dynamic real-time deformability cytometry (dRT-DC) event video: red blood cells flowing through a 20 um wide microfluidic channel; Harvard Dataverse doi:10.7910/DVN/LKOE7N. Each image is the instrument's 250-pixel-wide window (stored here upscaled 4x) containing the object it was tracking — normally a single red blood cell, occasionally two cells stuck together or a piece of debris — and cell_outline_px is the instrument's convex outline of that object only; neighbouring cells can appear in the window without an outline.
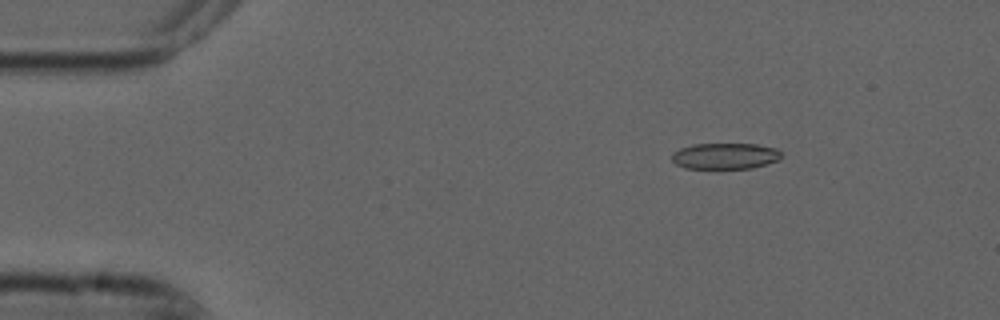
{"species": "common noctule bat (a hibernating species)", "species_latin": "Nyctalus noctula", "temperature_condition": "cold", "stored_images_in_passage": 47, "camera_frame_rate_fps": 3000, "um_per_image_px": 0.085, "animal": {"sex": "male", "forearm_length_mm": 52.5}, "frame": {"image": 1, "passage_image": 1, "time_ms": 0.0, "image_size_px": [1000, 320], "cell_outline_px": [[784, 152], [776, 160], [752, 168], [684, 168], [676, 164], [672, 160], [672, 152], [680, 148], [692, 144], [756, 144], [776, 148]], "centroid_in_image_um": [61.61, 13.25], "position_along_channel_um": 23.4, "area_um2": 16.59}}
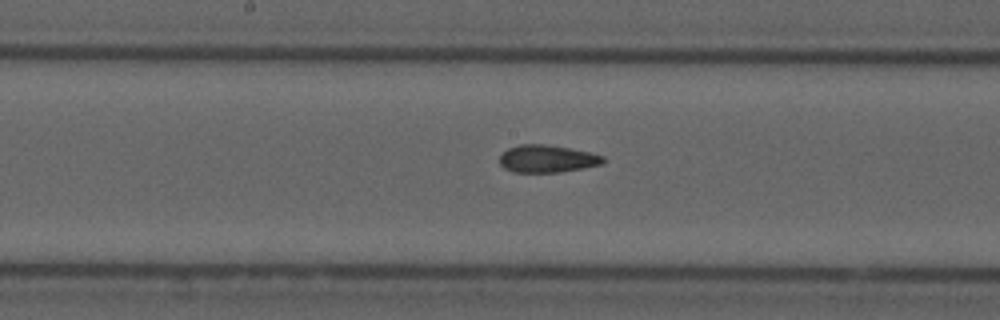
{"frame": {"image": 2, "passage_image": 21, "time_ms": 6.667, "image_size_px": [1000, 320], "cell_outline_px": [[604, 164], [584, 168], [560, 172], [512, 172], [504, 168], [500, 164], [500, 156], [508, 148], [520, 144], [544, 144], [568, 148], [588, 152], [604, 156]], "centroid_in_image_um": [46.51, 13.5], "position_along_channel_um": 201.7, "area_um2": 16.53}}
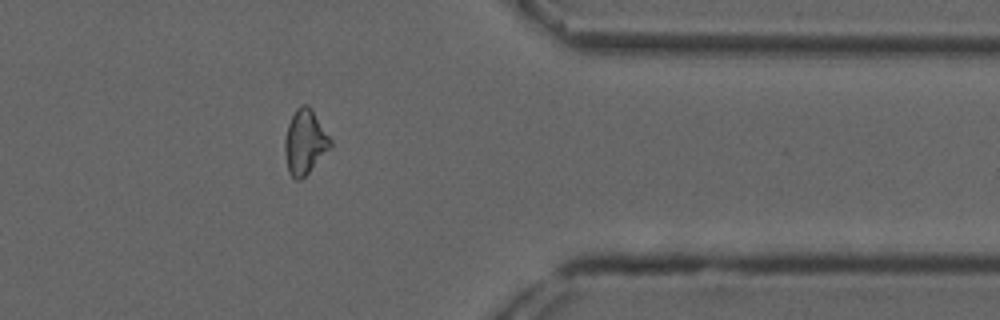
{"frame": {"image": 3, "passage_image": 37, "time_ms": 12.0, "image_size_px": [1000, 320], "cell_outline_px": [[332, 148], [300, 180], [296, 180], [288, 172], [284, 152], [284, 140], [288, 124], [296, 108], [300, 104], [308, 104], [312, 108], [332, 140]], "centroid_in_image_um": [25.93, 12.05], "position_along_channel_um": 385.5, "area_um2": 17.4}, "authors_computed_cell_mechanics": {"area_um2": 16.8776, "velocity_mm_per_s": 3.7432, "shape_relaxation_time_tau1_ms": 10.0137, "shape_relaxation_time_tau2_ms": 3.6453, "deformation_change_tau1": 0.1836, "deformation_change_tau2": 0.1131}}